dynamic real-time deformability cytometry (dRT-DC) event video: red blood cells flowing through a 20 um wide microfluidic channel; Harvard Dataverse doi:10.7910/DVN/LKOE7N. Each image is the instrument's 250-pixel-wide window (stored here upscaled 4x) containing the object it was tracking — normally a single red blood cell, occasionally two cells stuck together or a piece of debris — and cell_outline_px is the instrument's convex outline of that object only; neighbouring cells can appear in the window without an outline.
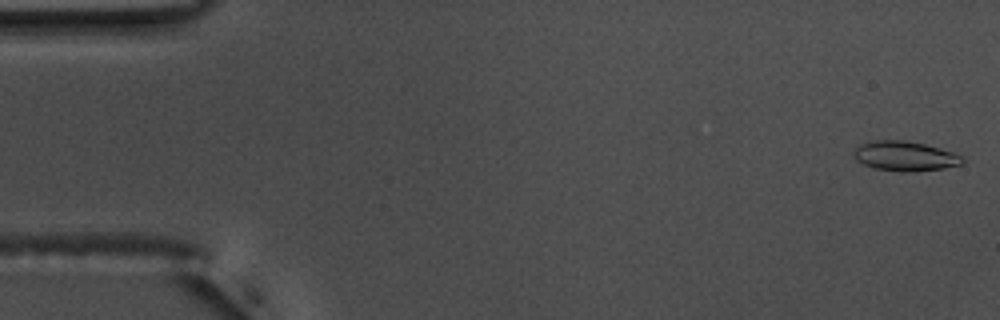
{"species": "common noctule bat (a hibernating species)", "species_latin": "Nyctalus noctula", "temperature_condition": "warm", "stored_images_in_passage": 54, "camera_frame_rate_fps": 3000, "um_per_image_px": 0.085, "animal": {"sex": "male", "body_mass_g": 17.5, "forearm_length_mm": 52.3}, "frame": {"image": 1, "passage_image": 1, "time_ms": 0.0, "image_size_px": [1000, 320], "cell_outline_px": [[964, 160], [960, 164], [944, 168], [916, 172], [900, 172], [876, 168], [864, 164], [856, 160], [852, 152], [860, 144], [868, 140], [904, 140], [924, 144], [940, 148], [964, 156]], "centroid_in_image_um": [76.91, 13.26], "position_along_channel_um": 8.1, "area_um2": 18.96}, "authors_computed_cell_mechanics": {"area_um2": 18.207, "velocity_mm_per_s": 3.7353, "shape_relaxation_time_tau1_ms": 5.7123, "shape_relaxation_time_tau2_ms": 4.1874, "deformation_change_tau1": 0.1758, "deformation_change_tau2": 0.0976}}